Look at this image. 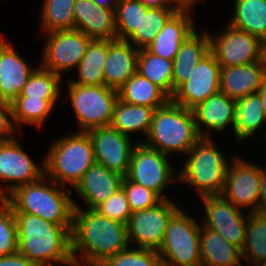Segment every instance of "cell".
I'll list each match as a JSON object with an SVG mask.
<instances>
[{
  "label": "cell",
  "mask_w": 266,
  "mask_h": 266,
  "mask_svg": "<svg viewBox=\"0 0 266 266\" xmlns=\"http://www.w3.org/2000/svg\"><path fill=\"white\" fill-rule=\"evenodd\" d=\"M71 251L74 266H98L130 247L126 224L84 209L73 198Z\"/></svg>",
  "instance_id": "cell-1"
},
{
  "label": "cell",
  "mask_w": 266,
  "mask_h": 266,
  "mask_svg": "<svg viewBox=\"0 0 266 266\" xmlns=\"http://www.w3.org/2000/svg\"><path fill=\"white\" fill-rule=\"evenodd\" d=\"M18 252L37 266H74L72 225H58L28 213H14Z\"/></svg>",
  "instance_id": "cell-2"
},
{
  "label": "cell",
  "mask_w": 266,
  "mask_h": 266,
  "mask_svg": "<svg viewBox=\"0 0 266 266\" xmlns=\"http://www.w3.org/2000/svg\"><path fill=\"white\" fill-rule=\"evenodd\" d=\"M213 138L201 137L182 158L178 168V183L196 191L199 197L221 194L228 167L234 157H228ZM230 158V160H229ZM182 183V184H181Z\"/></svg>",
  "instance_id": "cell-3"
},
{
  "label": "cell",
  "mask_w": 266,
  "mask_h": 266,
  "mask_svg": "<svg viewBox=\"0 0 266 266\" xmlns=\"http://www.w3.org/2000/svg\"><path fill=\"white\" fill-rule=\"evenodd\" d=\"M72 191L60 186L46 175L21 185L5 199L14 213L36 215L58 225H72L74 203Z\"/></svg>",
  "instance_id": "cell-4"
},
{
  "label": "cell",
  "mask_w": 266,
  "mask_h": 266,
  "mask_svg": "<svg viewBox=\"0 0 266 266\" xmlns=\"http://www.w3.org/2000/svg\"><path fill=\"white\" fill-rule=\"evenodd\" d=\"M200 138L192 110L170 99L164 106L155 109L146 139H139L138 143L169 157L180 154L181 159Z\"/></svg>",
  "instance_id": "cell-5"
},
{
  "label": "cell",
  "mask_w": 266,
  "mask_h": 266,
  "mask_svg": "<svg viewBox=\"0 0 266 266\" xmlns=\"http://www.w3.org/2000/svg\"><path fill=\"white\" fill-rule=\"evenodd\" d=\"M44 153L45 175L60 186L73 189L95 163L92 141L87 132H73L49 142Z\"/></svg>",
  "instance_id": "cell-6"
},
{
  "label": "cell",
  "mask_w": 266,
  "mask_h": 266,
  "mask_svg": "<svg viewBox=\"0 0 266 266\" xmlns=\"http://www.w3.org/2000/svg\"><path fill=\"white\" fill-rule=\"evenodd\" d=\"M185 208V209H184ZM183 206L171 217L158 253L162 266H202L199 218Z\"/></svg>",
  "instance_id": "cell-7"
},
{
  "label": "cell",
  "mask_w": 266,
  "mask_h": 266,
  "mask_svg": "<svg viewBox=\"0 0 266 266\" xmlns=\"http://www.w3.org/2000/svg\"><path fill=\"white\" fill-rule=\"evenodd\" d=\"M66 82L67 98L70 101L78 132L109 126L112 120L114 106L118 100V91L105 85L85 86Z\"/></svg>",
  "instance_id": "cell-8"
},
{
  "label": "cell",
  "mask_w": 266,
  "mask_h": 266,
  "mask_svg": "<svg viewBox=\"0 0 266 266\" xmlns=\"http://www.w3.org/2000/svg\"><path fill=\"white\" fill-rule=\"evenodd\" d=\"M169 156L143 143L134 147L129 169L125 176L129 181L156 192L162 199H171L165 189L178 184V167L172 165ZM165 194V195H164Z\"/></svg>",
  "instance_id": "cell-9"
},
{
  "label": "cell",
  "mask_w": 266,
  "mask_h": 266,
  "mask_svg": "<svg viewBox=\"0 0 266 266\" xmlns=\"http://www.w3.org/2000/svg\"><path fill=\"white\" fill-rule=\"evenodd\" d=\"M232 159L221 195L236 207L249 213L260 212V182L266 165L232 152Z\"/></svg>",
  "instance_id": "cell-10"
},
{
  "label": "cell",
  "mask_w": 266,
  "mask_h": 266,
  "mask_svg": "<svg viewBox=\"0 0 266 266\" xmlns=\"http://www.w3.org/2000/svg\"><path fill=\"white\" fill-rule=\"evenodd\" d=\"M178 203L175 198L163 199L154 207L132 212L126 223L130 246L159 251L171 217L183 206Z\"/></svg>",
  "instance_id": "cell-11"
},
{
  "label": "cell",
  "mask_w": 266,
  "mask_h": 266,
  "mask_svg": "<svg viewBox=\"0 0 266 266\" xmlns=\"http://www.w3.org/2000/svg\"><path fill=\"white\" fill-rule=\"evenodd\" d=\"M43 35L45 41L40 51L42 56L39 65L62 78L70 71L74 74V69L78 67L92 39L76 29L52 31Z\"/></svg>",
  "instance_id": "cell-12"
},
{
  "label": "cell",
  "mask_w": 266,
  "mask_h": 266,
  "mask_svg": "<svg viewBox=\"0 0 266 266\" xmlns=\"http://www.w3.org/2000/svg\"><path fill=\"white\" fill-rule=\"evenodd\" d=\"M18 136L0 143V198H6L17 187L45 175L44 155L40 163L34 161L18 141Z\"/></svg>",
  "instance_id": "cell-13"
},
{
  "label": "cell",
  "mask_w": 266,
  "mask_h": 266,
  "mask_svg": "<svg viewBox=\"0 0 266 266\" xmlns=\"http://www.w3.org/2000/svg\"><path fill=\"white\" fill-rule=\"evenodd\" d=\"M199 199L197 201H200L201 208L204 209L200 211L203 214L199 218L201 225L217 232L242 250L249 212L236 207L221 194L205 195Z\"/></svg>",
  "instance_id": "cell-14"
},
{
  "label": "cell",
  "mask_w": 266,
  "mask_h": 266,
  "mask_svg": "<svg viewBox=\"0 0 266 266\" xmlns=\"http://www.w3.org/2000/svg\"><path fill=\"white\" fill-rule=\"evenodd\" d=\"M223 26L217 33L208 31L210 52L221 67L261 61V39L228 23Z\"/></svg>",
  "instance_id": "cell-15"
},
{
  "label": "cell",
  "mask_w": 266,
  "mask_h": 266,
  "mask_svg": "<svg viewBox=\"0 0 266 266\" xmlns=\"http://www.w3.org/2000/svg\"><path fill=\"white\" fill-rule=\"evenodd\" d=\"M87 133L92 141L95 162L125 177L138 141L134 142L132 137L121 134L110 125L89 130Z\"/></svg>",
  "instance_id": "cell-16"
},
{
  "label": "cell",
  "mask_w": 266,
  "mask_h": 266,
  "mask_svg": "<svg viewBox=\"0 0 266 266\" xmlns=\"http://www.w3.org/2000/svg\"><path fill=\"white\" fill-rule=\"evenodd\" d=\"M221 66L209 52L194 67L189 79L173 94L171 100L187 109H193L220 91Z\"/></svg>",
  "instance_id": "cell-17"
},
{
  "label": "cell",
  "mask_w": 266,
  "mask_h": 266,
  "mask_svg": "<svg viewBox=\"0 0 266 266\" xmlns=\"http://www.w3.org/2000/svg\"><path fill=\"white\" fill-rule=\"evenodd\" d=\"M0 33V101L11 103L39 66H31L11 40Z\"/></svg>",
  "instance_id": "cell-18"
},
{
  "label": "cell",
  "mask_w": 266,
  "mask_h": 266,
  "mask_svg": "<svg viewBox=\"0 0 266 266\" xmlns=\"http://www.w3.org/2000/svg\"><path fill=\"white\" fill-rule=\"evenodd\" d=\"M191 110L197 132L201 137L213 138L216 133H223L229 127L230 131L234 133L236 100L227 97L221 91Z\"/></svg>",
  "instance_id": "cell-19"
},
{
  "label": "cell",
  "mask_w": 266,
  "mask_h": 266,
  "mask_svg": "<svg viewBox=\"0 0 266 266\" xmlns=\"http://www.w3.org/2000/svg\"><path fill=\"white\" fill-rule=\"evenodd\" d=\"M195 20L194 10L182 6L168 19L146 49L156 56L174 60L182 43L198 28Z\"/></svg>",
  "instance_id": "cell-20"
},
{
  "label": "cell",
  "mask_w": 266,
  "mask_h": 266,
  "mask_svg": "<svg viewBox=\"0 0 266 266\" xmlns=\"http://www.w3.org/2000/svg\"><path fill=\"white\" fill-rule=\"evenodd\" d=\"M123 178L121 174L95 162L71 191L85 202L84 209H95L121 188Z\"/></svg>",
  "instance_id": "cell-21"
},
{
  "label": "cell",
  "mask_w": 266,
  "mask_h": 266,
  "mask_svg": "<svg viewBox=\"0 0 266 266\" xmlns=\"http://www.w3.org/2000/svg\"><path fill=\"white\" fill-rule=\"evenodd\" d=\"M74 29L92 40L116 39L115 10L100 7L91 0H75Z\"/></svg>",
  "instance_id": "cell-22"
},
{
  "label": "cell",
  "mask_w": 266,
  "mask_h": 266,
  "mask_svg": "<svg viewBox=\"0 0 266 266\" xmlns=\"http://www.w3.org/2000/svg\"><path fill=\"white\" fill-rule=\"evenodd\" d=\"M139 49L127 40H107L104 85L118 90L135 73Z\"/></svg>",
  "instance_id": "cell-23"
},
{
  "label": "cell",
  "mask_w": 266,
  "mask_h": 266,
  "mask_svg": "<svg viewBox=\"0 0 266 266\" xmlns=\"http://www.w3.org/2000/svg\"><path fill=\"white\" fill-rule=\"evenodd\" d=\"M265 78L266 68L261 61L221 67L220 91L227 97L238 100L258 93Z\"/></svg>",
  "instance_id": "cell-24"
},
{
  "label": "cell",
  "mask_w": 266,
  "mask_h": 266,
  "mask_svg": "<svg viewBox=\"0 0 266 266\" xmlns=\"http://www.w3.org/2000/svg\"><path fill=\"white\" fill-rule=\"evenodd\" d=\"M209 52L208 30L196 29L186 38L173 60L172 96L189 79L194 67Z\"/></svg>",
  "instance_id": "cell-25"
},
{
  "label": "cell",
  "mask_w": 266,
  "mask_h": 266,
  "mask_svg": "<svg viewBox=\"0 0 266 266\" xmlns=\"http://www.w3.org/2000/svg\"><path fill=\"white\" fill-rule=\"evenodd\" d=\"M259 131V132H258ZM261 131V133H260ZM256 133L262 139L266 135V115L262 107V100L259 93L250 94L236 100V120L234 125V133H232L236 143L253 139Z\"/></svg>",
  "instance_id": "cell-26"
},
{
  "label": "cell",
  "mask_w": 266,
  "mask_h": 266,
  "mask_svg": "<svg viewBox=\"0 0 266 266\" xmlns=\"http://www.w3.org/2000/svg\"><path fill=\"white\" fill-rule=\"evenodd\" d=\"M200 255L202 266H243L242 250L203 225L200 228Z\"/></svg>",
  "instance_id": "cell-27"
},
{
  "label": "cell",
  "mask_w": 266,
  "mask_h": 266,
  "mask_svg": "<svg viewBox=\"0 0 266 266\" xmlns=\"http://www.w3.org/2000/svg\"><path fill=\"white\" fill-rule=\"evenodd\" d=\"M62 100H43L30 96H17L10 104L13 122L16 129L21 133L24 125L42 129L47 120L52 117L57 103ZM44 126V127H43Z\"/></svg>",
  "instance_id": "cell-28"
},
{
  "label": "cell",
  "mask_w": 266,
  "mask_h": 266,
  "mask_svg": "<svg viewBox=\"0 0 266 266\" xmlns=\"http://www.w3.org/2000/svg\"><path fill=\"white\" fill-rule=\"evenodd\" d=\"M155 108L128 104L118 98L115 103L110 126L121 134L131 137L141 133L143 138L150 130Z\"/></svg>",
  "instance_id": "cell-29"
},
{
  "label": "cell",
  "mask_w": 266,
  "mask_h": 266,
  "mask_svg": "<svg viewBox=\"0 0 266 266\" xmlns=\"http://www.w3.org/2000/svg\"><path fill=\"white\" fill-rule=\"evenodd\" d=\"M227 23L259 39L266 37V0H233Z\"/></svg>",
  "instance_id": "cell-30"
},
{
  "label": "cell",
  "mask_w": 266,
  "mask_h": 266,
  "mask_svg": "<svg viewBox=\"0 0 266 266\" xmlns=\"http://www.w3.org/2000/svg\"><path fill=\"white\" fill-rule=\"evenodd\" d=\"M117 91L118 98L128 104L155 109L171 99L160 87L137 72Z\"/></svg>",
  "instance_id": "cell-31"
},
{
  "label": "cell",
  "mask_w": 266,
  "mask_h": 266,
  "mask_svg": "<svg viewBox=\"0 0 266 266\" xmlns=\"http://www.w3.org/2000/svg\"><path fill=\"white\" fill-rule=\"evenodd\" d=\"M107 59V40H91L85 55L76 68L73 84L85 86L104 85V66Z\"/></svg>",
  "instance_id": "cell-32"
},
{
  "label": "cell",
  "mask_w": 266,
  "mask_h": 266,
  "mask_svg": "<svg viewBox=\"0 0 266 266\" xmlns=\"http://www.w3.org/2000/svg\"><path fill=\"white\" fill-rule=\"evenodd\" d=\"M242 259L246 265L255 266L266 259V213L248 214Z\"/></svg>",
  "instance_id": "cell-33"
},
{
  "label": "cell",
  "mask_w": 266,
  "mask_h": 266,
  "mask_svg": "<svg viewBox=\"0 0 266 266\" xmlns=\"http://www.w3.org/2000/svg\"><path fill=\"white\" fill-rule=\"evenodd\" d=\"M136 72L172 97L173 60L156 56L146 48L139 49Z\"/></svg>",
  "instance_id": "cell-34"
},
{
  "label": "cell",
  "mask_w": 266,
  "mask_h": 266,
  "mask_svg": "<svg viewBox=\"0 0 266 266\" xmlns=\"http://www.w3.org/2000/svg\"><path fill=\"white\" fill-rule=\"evenodd\" d=\"M75 0H43L41 2L39 32L73 30Z\"/></svg>",
  "instance_id": "cell-35"
},
{
  "label": "cell",
  "mask_w": 266,
  "mask_h": 266,
  "mask_svg": "<svg viewBox=\"0 0 266 266\" xmlns=\"http://www.w3.org/2000/svg\"><path fill=\"white\" fill-rule=\"evenodd\" d=\"M60 75L42 68L40 65L30 75L18 96H30L43 100H62L64 91Z\"/></svg>",
  "instance_id": "cell-36"
},
{
  "label": "cell",
  "mask_w": 266,
  "mask_h": 266,
  "mask_svg": "<svg viewBox=\"0 0 266 266\" xmlns=\"http://www.w3.org/2000/svg\"><path fill=\"white\" fill-rule=\"evenodd\" d=\"M180 8H149L140 26L126 39L137 49L146 48L160 33L168 19Z\"/></svg>",
  "instance_id": "cell-37"
},
{
  "label": "cell",
  "mask_w": 266,
  "mask_h": 266,
  "mask_svg": "<svg viewBox=\"0 0 266 266\" xmlns=\"http://www.w3.org/2000/svg\"><path fill=\"white\" fill-rule=\"evenodd\" d=\"M148 9L139 0H119L115 10L116 39L126 40L140 26Z\"/></svg>",
  "instance_id": "cell-38"
},
{
  "label": "cell",
  "mask_w": 266,
  "mask_h": 266,
  "mask_svg": "<svg viewBox=\"0 0 266 266\" xmlns=\"http://www.w3.org/2000/svg\"><path fill=\"white\" fill-rule=\"evenodd\" d=\"M18 252L17 223L13 208L0 198V257Z\"/></svg>",
  "instance_id": "cell-39"
},
{
  "label": "cell",
  "mask_w": 266,
  "mask_h": 266,
  "mask_svg": "<svg viewBox=\"0 0 266 266\" xmlns=\"http://www.w3.org/2000/svg\"><path fill=\"white\" fill-rule=\"evenodd\" d=\"M98 266H162L158 251L129 247L128 249L106 258Z\"/></svg>",
  "instance_id": "cell-40"
},
{
  "label": "cell",
  "mask_w": 266,
  "mask_h": 266,
  "mask_svg": "<svg viewBox=\"0 0 266 266\" xmlns=\"http://www.w3.org/2000/svg\"><path fill=\"white\" fill-rule=\"evenodd\" d=\"M121 187L124 189L132 212L154 207L163 199L154 191L123 178Z\"/></svg>",
  "instance_id": "cell-41"
},
{
  "label": "cell",
  "mask_w": 266,
  "mask_h": 266,
  "mask_svg": "<svg viewBox=\"0 0 266 266\" xmlns=\"http://www.w3.org/2000/svg\"><path fill=\"white\" fill-rule=\"evenodd\" d=\"M100 215L126 224L132 211L130 209L124 189L119 188L105 202L98 205L95 209Z\"/></svg>",
  "instance_id": "cell-42"
},
{
  "label": "cell",
  "mask_w": 266,
  "mask_h": 266,
  "mask_svg": "<svg viewBox=\"0 0 266 266\" xmlns=\"http://www.w3.org/2000/svg\"><path fill=\"white\" fill-rule=\"evenodd\" d=\"M17 135L20 133L13 122L11 104L0 101V143L13 140Z\"/></svg>",
  "instance_id": "cell-43"
},
{
  "label": "cell",
  "mask_w": 266,
  "mask_h": 266,
  "mask_svg": "<svg viewBox=\"0 0 266 266\" xmlns=\"http://www.w3.org/2000/svg\"><path fill=\"white\" fill-rule=\"evenodd\" d=\"M0 266H37L31 262L27 257L16 252L11 255L0 257Z\"/></svg>",
  "instance_id": "cell-44"
},
{
  "label": "cell",
  "mask_w": 266,
  "mask_h": 266,
  "mask_svg": "<svg viewBox=\"0 0 266 266\" xmlns=\"http://www.w3.org/2000/svg\"><path fill=\"white\" fill-rule=\"evenodd\" d=\"M148 8H181L182 0H139Z\"/></svg>",
  "instance_id": "cell-45"
},
{
  "label": "cell",
  "mask_w": 266,
  "mask_h": 266,
  "mask_svg": "<svg viewBox=\"0 0 266 266\" xmlns=\"http://www.w3.org/2000/svg\"><path fill=\"white\" fill-rule=\"evenodd\" d=\"M260 212L266 213V170L261 175L260 182Z\"/></svg>",
  "instance_id": "cell-46"
},
{
  "label": "cell",
  "mask_w": 266,
  "mask_h": 266,
  "mask_svg": "<svg viewBox=\"0 0 266 266\" xmlns=\"http://www.w3.org/2000/svg\"><path fill=\"white\" fill-rule=\"evenodd\" d=\"M93 3L100 7L107 8L109 10H116L119 0H91Z\"/></svg>",
  "instance_id": "cell-47"
},
{
  "label": "cell",
  "mask_w": 266,
  "mask_h": 266,
  "mask_svg": "<svg viewBox=\"0 0 266 266\" xmlns=\"http://www.w3.org/2000/svg\"><path fill=\"white\" fill-rule=\"evenodd\" d=\"M259 95L261 96L262 100V107L266 115V78L264 79L260 90L258 91Z\"/></svg>",
  "instance_id": "cell-48"
},
{
  "label": "cell",
  "mask_w": 266,
  "mask_h": 266,
  "mask_svg": "<svg viewBox=\"0 0 266 266\" xmlns=\"http://www.w3.org/2000/svg\"><path fill=\"white\" fill-rule=\"evenodd\" d=\"M204 1H206V0H182V5L184 7H187V8L194 10L195 9L194 6H196V5H198V3L204 2Z\"/></svg>",
  "instance_id": "cell-49"
},
{
  "label": "cell",
  "mask_w": 266,
  "mask_h": 266,
  "mask_svg": "<svg viewBox=\"0 0 266 266\" xmlns=\"http://www.w3.org/2000/svg\"><path fill=\"white\" fill-rule=\"evenodd\" d=\"M261 62L266 68V37L261 39Z\"/></svg>",
  "instance_id": "cell-50"
},
{
  "label": "cell",
  "mask_w": 266,
  "mask_h": 266,
  "mask_svg": "<svg viewBox=\"0 0 266 266\" xmlns=\"http://www.w3.org/2000/svg\"><path fill=\"white\" fill-rule=\"evenodd\" d=\"M261 141H262V142L264 141V142H263V143H262V142H260L259 146L261 145V147H262V144H263V147H262V148H264V147H265V148H264V150H265V149H266V135H265V137H264V138H262V140H261Z\"/></svg>",
  "instance_id": "cell-51"
},
{
  "label": "cell",
  "mask_w": 266,
  "mask_h": 266,
  "mask_svg": "<svg viewBox=\"0 0 266 266\" xmlns=\"http://www.w3.org/2000/svg\"><path fill=\"white\" fill-rule=\"evenodd\" d=\"M255 266H266V259L260 261V262L257 263Z\"/></svg>",
  "instance_id": "cell-52"
}]
</instances>
